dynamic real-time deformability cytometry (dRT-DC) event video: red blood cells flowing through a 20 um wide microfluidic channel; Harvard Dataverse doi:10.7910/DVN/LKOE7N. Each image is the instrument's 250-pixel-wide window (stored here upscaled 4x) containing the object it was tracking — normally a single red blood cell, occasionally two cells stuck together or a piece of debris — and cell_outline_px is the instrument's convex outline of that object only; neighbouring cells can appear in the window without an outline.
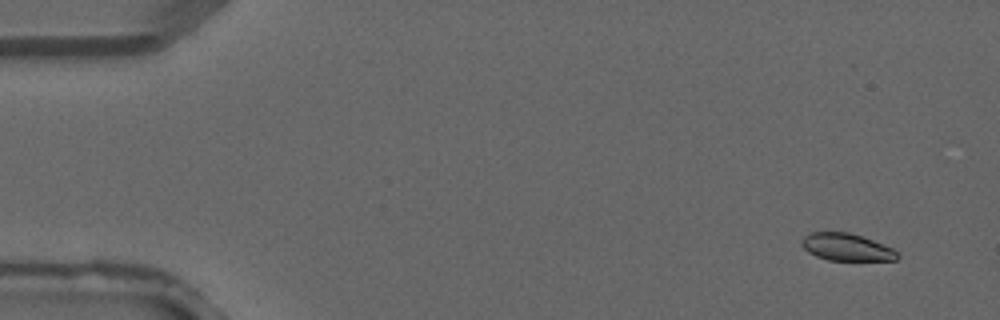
{"species": "common noctule bat (a hibernating species)", "species_latin": "Nyctalus noctula", "temperature_condition": "warm", "stored_images_in_passage": 4, "camera_frame_rate_fps": 3000, "um_per_image_px": 0.085, "animal": {"sex": "male", "forearm_length_mm": 52.5}, "frame": {"image": 1, "passage_image": 1, "time_ms": 0.0, "image_size_px": [1000, 320], "cell_outline_px": [[900, 256], [896, 260], [828, 260], [816, 256], [808, 252], [800, 244], [800, 240], [804, 236], [812, 232], [848, 232], [872, 240], [892, 248]], "centroid_in_image_um": [71.92, 21.01], "position_along_channel_um": 13.1, "area_um2": 15.09}}
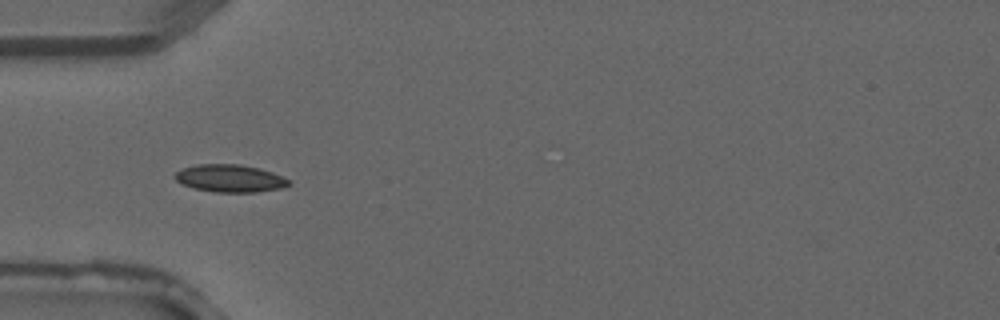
{"frame": {"image": 2, "passage_image": 4, "time_ms": 1.0, "image_size_px": [1000, 320], "cell_outline_px": [[292, 184], [280, 188], [256, 192], [216, 192], [192, 188], [180, 184], [172, 176], [176, 172], [184, 168], [196, 164], [240, 164], [260, 168], [272, 172], [292, 180]], "centroid_in_image_um": [19.55, 15.16], "position_along_channel_um": 65.5, "area_um2": 18.5}}